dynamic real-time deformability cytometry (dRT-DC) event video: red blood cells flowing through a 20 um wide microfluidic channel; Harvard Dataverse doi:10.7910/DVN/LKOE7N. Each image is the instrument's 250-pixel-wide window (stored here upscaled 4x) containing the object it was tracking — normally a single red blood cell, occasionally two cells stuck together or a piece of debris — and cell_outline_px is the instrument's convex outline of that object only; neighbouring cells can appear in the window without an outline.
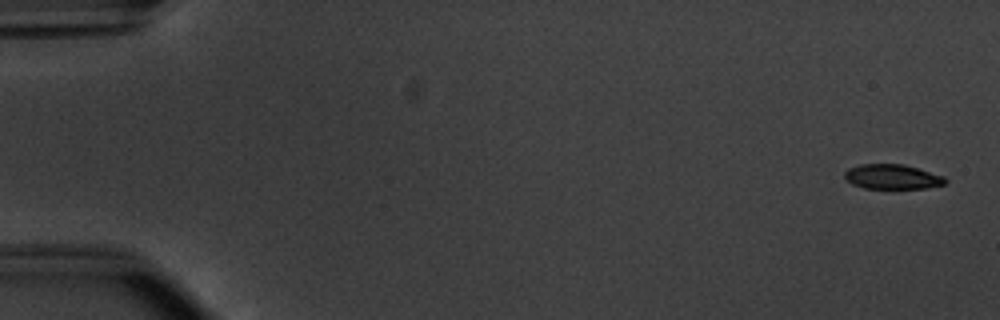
{"species": "common noctule bat (a hibernating species)", "species_latin": "Nyctalus noctula", "temperature_condition": "warm", "stored_images_in_passage": 53, "camera_frame_rate_fps": 3000, "um_per_image_px": 0.085, "animal": {"sex": "male", "body_mass_g": 20.1, "forearm_length_mm": 53.5}, "frame": {"image": 1, "passage_image": 1, "time_ms": 0.0, "image_size_px": [1000, 320], "cell_outline_px": [[948, 180], [944, 184], [924, 188], [864, 188], [852, 184], [844, 176], [844, 172], [848, 168], [860, 164], [904, 164], [944, 176]], "centroid_in_image_um": [75.83, 15.01], "position_along_channel_um": 9.2, "area_um2": 14.45}}
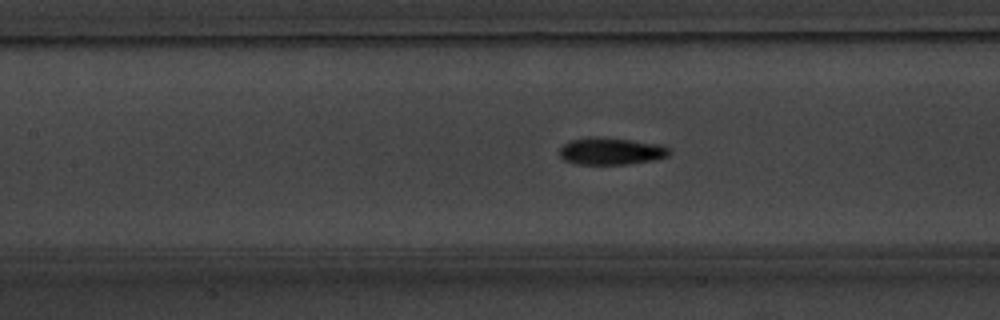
{"frame": {"image": 2, "passage_image": 24, "time_ms": 7.667, "image_size_px": [1000, 320], "cell_outline_px": [[672, 152], [668, 156], [656, 160], [628, 164], [576, 164], [564, 160], [560, 156], [560, 148], [568, 140], [588, 136], [600, 136], [632, 140], [660, 144], [672, 148]], "centroid_in_image_um": [51.96, 12.83], "position_along_channel_um": 155.4, "area_um2": 17.8}}
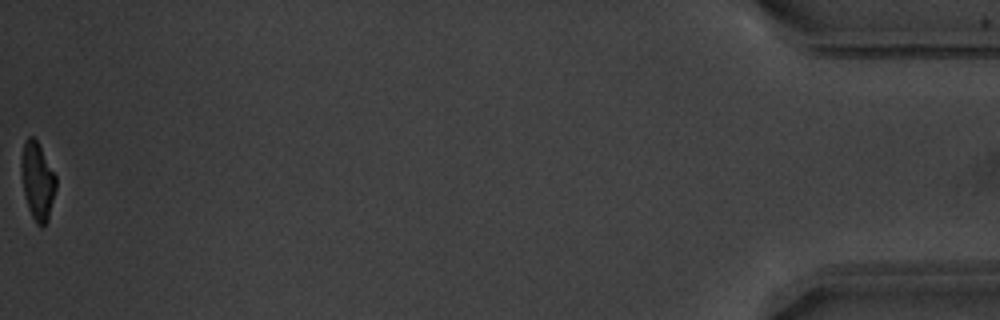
{"frame": {"image": 3, "passage_image": 53, "time_ms": 17.333, "image_size_px": [1000, 320], "cell_outline_px": [[56, 188], [48, 220], [40, 228], [36, 224], [28, 208], [24, 196], [20, 168], [20, 164], [24, 140], [28, 136], [32, 136], [36, 140], [56, 176]], "centroid_in_image_um": [3.16, 15.4], "position_along_channel_um": 432.0, "area_um2": 15.72}, "authors_computed_cell_mechanics": {"area_um2": 16.762, "velocity_mm_per_s": 3.8362, "shape_relaxation_time_tau1_ms": 2.9851, "shape_relaxation_time_tau2_ms": 1.6284, "deformation_change_tau1": 0.1586, "deformation_change_tau2": 0.0791}}